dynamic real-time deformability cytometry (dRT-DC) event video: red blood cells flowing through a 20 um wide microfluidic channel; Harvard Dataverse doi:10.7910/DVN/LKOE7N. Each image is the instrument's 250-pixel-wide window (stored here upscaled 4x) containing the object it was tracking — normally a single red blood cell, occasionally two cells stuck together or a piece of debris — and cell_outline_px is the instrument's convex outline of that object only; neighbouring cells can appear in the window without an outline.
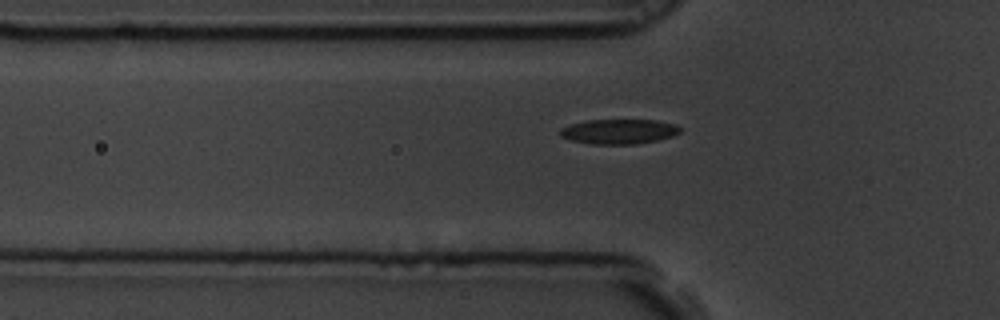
{"species": "common noctule bat (a hibernating species)", "species_latin": "Nyctalus noctula", "temperature_condition": "room temperature", "stored_images_in_passage": 8, "camera_frame_rate_fps": 3000, "um_per_image_px": 0.085, "animal": {"sex": "male", "body_mass_g": 19.5, "forearm_length_mm": 54.6}, "frame": {"image": 1, "passage_image": 8, "time_ms": 2.333, "image_size_px": [1000, 320], "cell_outline_px": [[680, 132], [672, 136], [656, 140], [636, 144], [592, 144], [572, 140], [560, 136], [560, 128], [572, 124], [588, 120], [656, 120], [676, 124], [680, 128]], "centroid_in_image_um": [52.61, 11.17], "position_along_channel_um": 73.2, "area_um2": 17.22}}